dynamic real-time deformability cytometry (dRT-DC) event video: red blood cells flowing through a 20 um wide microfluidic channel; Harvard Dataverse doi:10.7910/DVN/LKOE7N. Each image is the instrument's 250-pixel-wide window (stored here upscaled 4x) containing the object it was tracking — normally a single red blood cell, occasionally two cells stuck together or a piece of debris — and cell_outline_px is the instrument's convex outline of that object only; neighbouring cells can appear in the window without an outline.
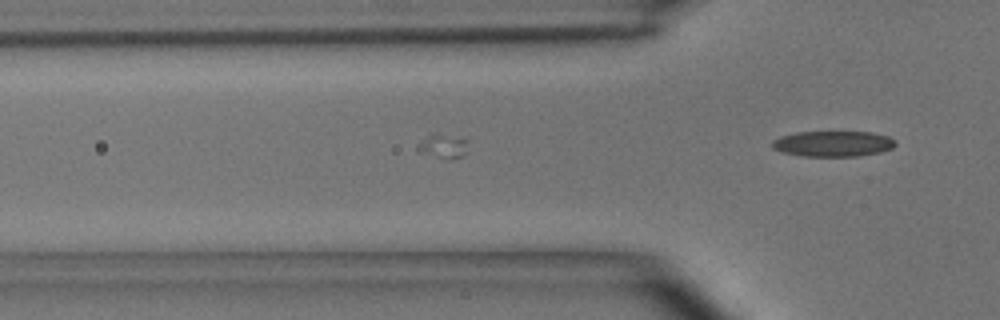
{"species": "common noctule bat (a hibernating species)", "species_latin": "Nyctalus noctula", "temperature_condition": "room temperature", "stored_images_in_passage": 4, "camera_frame_rate_fps": 3000, "um_per_image_px": 0.085, "animal": {"sex": "male", "body_mass_g": 15.6}, "frame": {"image": 1, "passage_image": 4, "time_ms": 1.0, "image_size_px": [1000, 320], "cell_outline_px": [[896, 144], [892, 148], [880, 152], [860, 156], [804, 156], [780, 152], [772, 148], [772, 140], [780, 136], [796, 132], [872, 132], [888, 136], [896, 140]], "centroid_in_image_um": [70.8, 12.22], "position_along_channel_um": 55.0, "area_um2": 18.55}}